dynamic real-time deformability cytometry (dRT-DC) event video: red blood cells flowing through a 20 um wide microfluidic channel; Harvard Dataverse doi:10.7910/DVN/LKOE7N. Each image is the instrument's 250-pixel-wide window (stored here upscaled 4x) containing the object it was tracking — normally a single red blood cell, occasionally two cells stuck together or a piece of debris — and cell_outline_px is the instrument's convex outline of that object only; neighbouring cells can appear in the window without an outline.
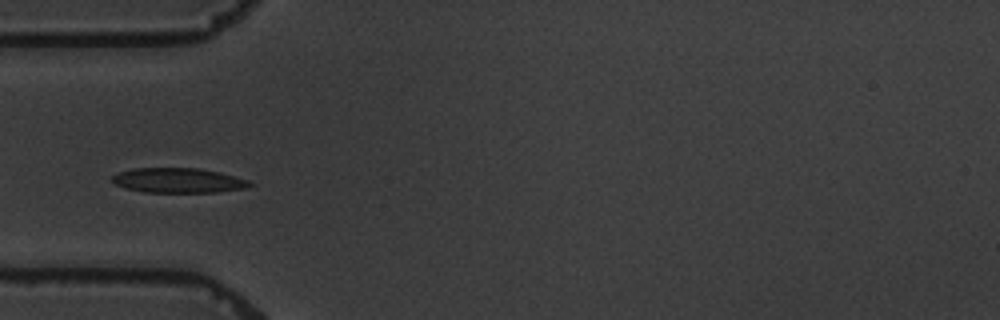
{"species": "common noctule bat (a hibernating species)", "species_latin": "Nyctalus noctula", "temperature_condition": "warm", "stored_images_in_passage": 9, "camera_frame_rate_fps": 3000, "um_per_image_px": 0.085, "animal": {"sex": "male", "body_mass_g": 19.5, "forearm_length_mm": 54.6}, "frame": {"image": 1, "passage_image": 3, "time_ms": 2.333, "image_size_px": [1000, 320], "cell_outline_px": [[252, 184], [248, 188], [220, 192], [144, 192], [124, 188], [108, 180], [112, 176], [120, 172], [132, 168], [200, 168], [220, 172], [248, 180]], "centroid_in_image_um": [15.14, 15.34], "position_along_channel_um": 69.9, "area_um2": 20.06}}
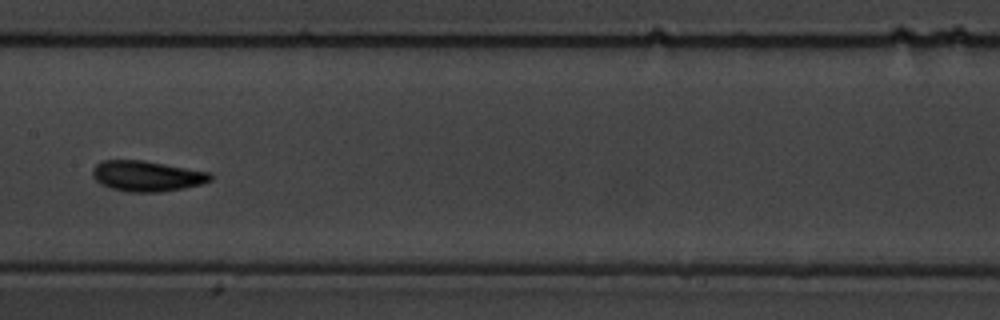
{"frame": {"image": 2, "passage_image": 6, "time_ms": 6.0, "image_size_px": [1000, 320], "cell_outline_px": [[212, 180], [200, 184], [184, 188], [160, 192], [128, 192], [112, 188], [100, 184], [92, 176], [92, 168], [96, 164], [104, 160], [144, 160], [212, 172]], "centroid_in_image_um": [12.49, 14.96], "position_along_channel_um": 194.9, "area_um2": 21.15}}
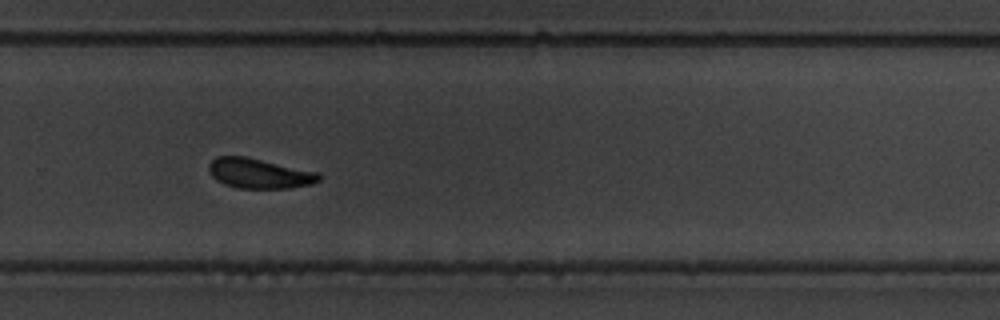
{"frame": {"image": 3, "passage_image": 9, "time_ms": 9.333, "image_size_px": [1000, 320], "cell_outline_px": [[320, 180], [312, 184], [292, 188], [236, 188], [224, 184], [216, 180], [212, 176], [208, 168], [208, 164], [216, 156], [244, 156], [320, 172]], "centroid_in_image_um": [22.04, 14.74], "position_along_channel_um": 307.8, "area_um2": 19.36}}